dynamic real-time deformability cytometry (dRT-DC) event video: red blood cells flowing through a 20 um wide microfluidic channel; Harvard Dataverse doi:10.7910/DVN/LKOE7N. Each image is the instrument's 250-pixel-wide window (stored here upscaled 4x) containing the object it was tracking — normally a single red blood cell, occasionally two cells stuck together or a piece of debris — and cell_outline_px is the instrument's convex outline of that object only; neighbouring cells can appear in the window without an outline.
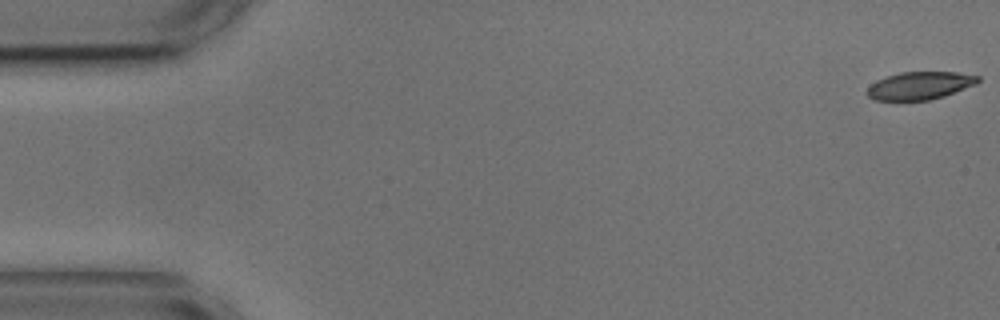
{"species": "common noctule bat (a hibernating species)", "species_latin": "Nyctalus noctula", "temperature_condition": "cold", "stored_images_in_passage": 56, "camera_frame_rate_fps": 3000, "um_per_image_px": 0.085, "animal": {"sex": "male", "body_mass_g": 17.9, "forearm_length_mm": 54.2}, "frame": {"image": 1, "passage_image": 1, "time_ms": 0.0, "image_size_px": [1000, 320], "cell_outline_px": [[980, 80], [976, 84], [944, 96], [928, 100], [872, 100], [868, 96], [868, 88], [876, 80], [900, 72], [956, 72], [980, 76]], "centroid_in_image_um": [78.2, 7.27], "position_along_channel_um": 6.8, "area_um2": 17.8}}
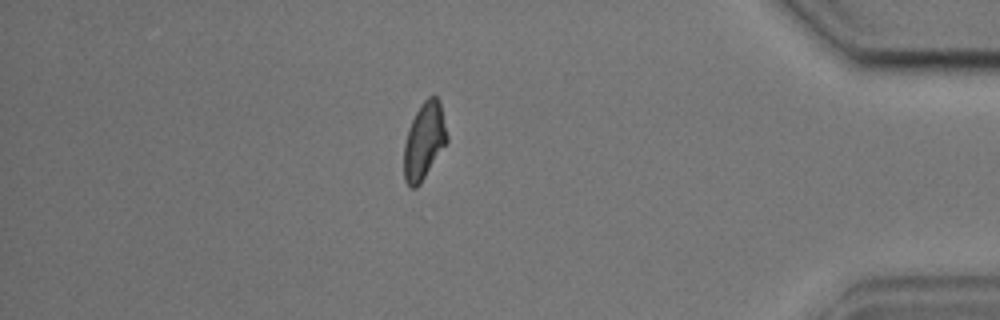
{"frame": {"image": 2, "passage_image": 48, "time_ms": 15.667, "image_size_px": [1000, 320], "cell_outline_px": [[448, 140], [420, 184], [416, 188], [412, 188], [404, 180], [404, 144], [408, 128], [420, 104], [428, 96], [436, 96], [440, 104], [448, 136]], "centroid_in_image_um": [36.04, 11.98], "position_along_channel_um": 399.2, "area_um2": 19.07}}
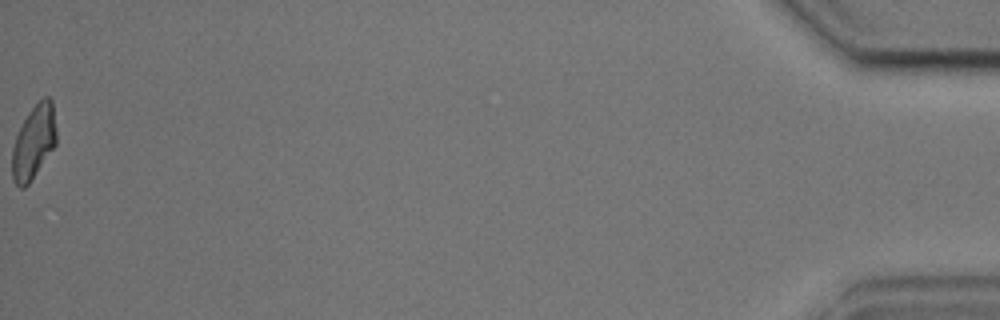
{"frame": {"image": 3, "passage_image": 56, "time_ms": 18.333, "image_size_px": [1000, 320], "cell_outline_px": [[56, 144], [28, 184], [24, 188], [20, 188], [12, 180], [12, 148], [16, 136], [28, 112], [44, 96], [48, 96], [52, 100], [56, 128]], "centroid_in_image_um": [2.86, 12.07], "position_along_channel_um": 432.3, "area_um2": 18.84}, "authors_computed_cell_mechanics": {"area_um2": 19.5653, "velocity_mm_per_s": 3.5922, "shape_relaxation_time_tau1_ms": 3.7124, "shape_relaxation_time_tau2_ms": 3.1307, "deformation_change_tau1": 0.1443, "deformation_change_tau2": 0.1023}}